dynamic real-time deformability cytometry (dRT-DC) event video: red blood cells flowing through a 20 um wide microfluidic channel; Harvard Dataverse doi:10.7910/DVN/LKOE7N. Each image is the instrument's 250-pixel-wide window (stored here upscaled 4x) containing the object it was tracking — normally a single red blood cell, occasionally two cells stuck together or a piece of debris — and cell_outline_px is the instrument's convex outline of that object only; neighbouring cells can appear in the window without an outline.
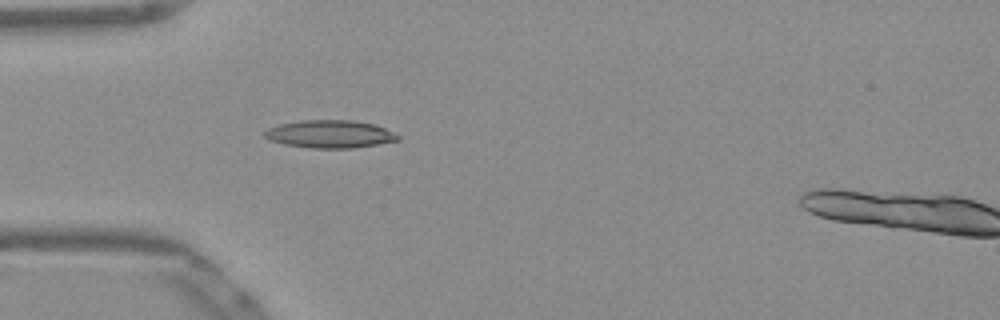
{"species": "Egyptian fruit bat (a non-hibernating species)", "species_latin": "Rousettus aegyptiacus", "temperature_condition": "warm", "stored_images_in_passage": 38, "camera_frame_rate_fps": 3000, "um_per_image_px": 0.085, "frame": {"image": 1, "passage_image": 1, "time_ms": 0.0, "image_size_px": [1000, 320], "cell_outline_px": [[400, 140], [352, 148], [312, 148], [284, 144], [272, 140], [264, 136], [264, 132], [268, 128], [280, 124], [300, 120], [352, 120], [376, 124], [400, 136]], "centroid_in_image_um": [28.05, 11.39], "position_along_channel_um": 56.9, "area_um2": 21.44}}
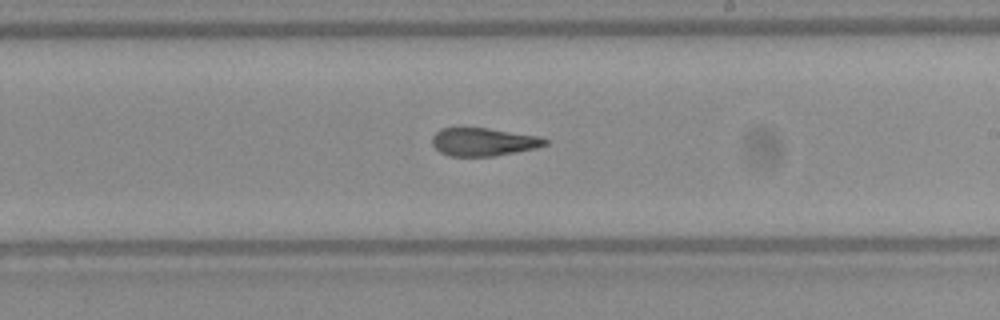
{"frame": {"image": 2, "passage_image": 16, "time_ms": 5.0, "image_size_px": [1000, 320], "cell_outline_px": [[548, 144], [536, 148], [492, 156], [448, 156], [440, 152], [432, 144], [432, 136], [440, 128], [488, 128], [540, 136], [548, 140]], "centroid_in_image_um": [41.09, 12.05], "position_along_channel_um": 247.9, "area_um2": 18.44}}
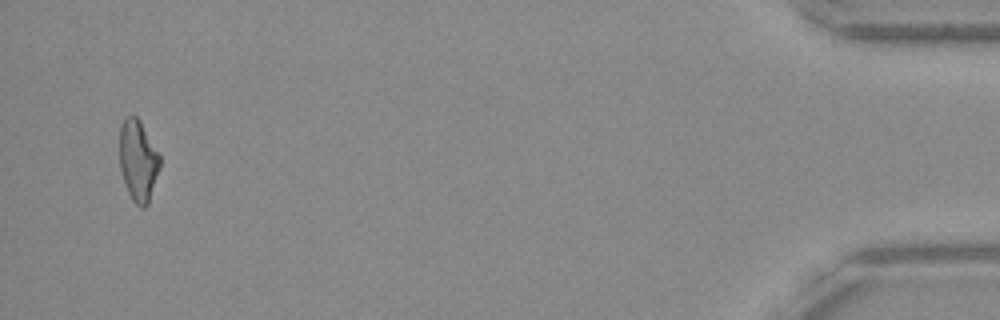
{"frame": {"image": 3, "passage_image": 36, "time_ms": 11.667, "image_size_px": [1000, 320], "cell_outline_px": [[160, 168], [148, 204], [144, 208], [140, 208], [132, 200], [128, 192], [120, 168], [120, 128], [124, 116], [136, 116], [140, 120], [160, 156]], "centroid_in_image_um": [11.74, 13.66], "position_along_channel_um": 423.5, "area_um2": 19.02}, "authors_computed_cell_mechanics": {"area_um2": 19.2474, "velocity_mm_per_s": 3.8889, "shape_relaxation_time_tau1_ms": null, "shape_relaxation_time_tau2_ms": 2.9613, "deformation_change_tau1": null, "deformation_change_tau2": 0.1296}}